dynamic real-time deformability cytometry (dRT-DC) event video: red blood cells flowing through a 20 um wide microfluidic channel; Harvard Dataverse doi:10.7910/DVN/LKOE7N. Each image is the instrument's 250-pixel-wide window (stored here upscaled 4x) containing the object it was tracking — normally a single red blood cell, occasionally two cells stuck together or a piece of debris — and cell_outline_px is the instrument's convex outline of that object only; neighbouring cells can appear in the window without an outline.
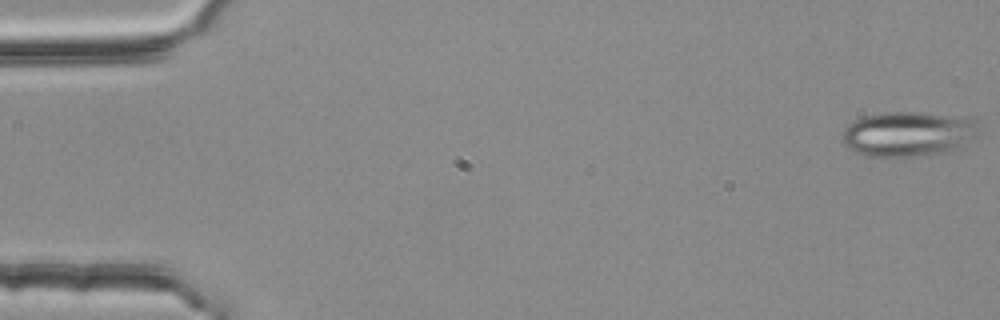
{"species": "common noctule bat (a hibernating species)", "species_latin": "Nyctalus noctula", "temperature_condition": "room temperature", "stored_images_in_passage": 54, "camera_frame_rate_fps": 3000, "um_per_image_px": 0.085, "animal": {"sex": "female", "body_mass_g": 25.1}, "frame": {"image": 1, "passage_image": 1, "time_ms": 0.0, "image_size_px": [1000, 320], "cell_outline_px": [[976, 136], [944, 152], [920, 156], [864, 156], [848, 148], [844, 144], [844, 128], [848, 124], [860, 116], [884, 112], [920, 112], [968, 116], [976, 120]], "centroid_in_image_um": [77.15, 11.35], "position_along_channel_um": 7.8, "area_um2": 35.6}}
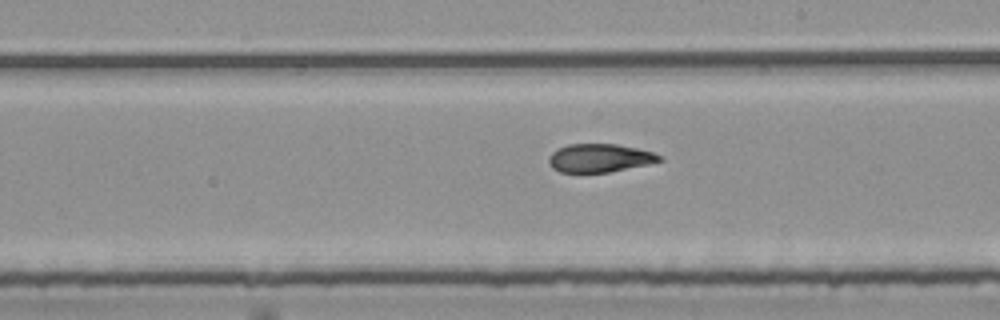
{"frame": {"image": 2, "passage_image": 31, "time_ms": 10.0, "image_size_px": [1000, 320], "cell_outline_px": [[664, 160], [648, 164], [608, 172], [560, 172], [552, 168], [548, 160], [552, 152], [556, 148], [568, 144], [616, 144], [636, 148], [652, 152], [664, 156]], "centroid_in_image_um": [50.97, 13.42], "position_along_channel_um": 238.0, "area_um2": 18.26}}
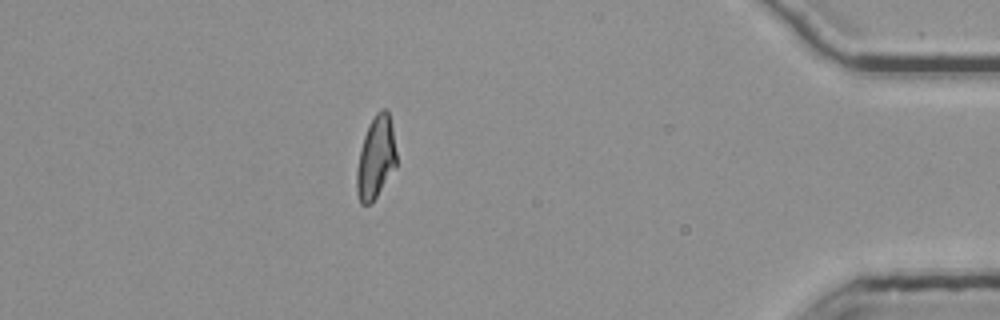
{"frame": {"image": 3, "passage_image": 48, "time_ms": 15.667, "image_size_px": [1000, 320], "cell_outline_px": [[396, 168], [372, 204], [360, 204], [356, 188], [356, 172], [360, 152], [364, 136], [376, 112], [380, 108], [384, 108], [388, 112], [392, 124], [396, 152]], "centroid_in_image_um": [31.96, 13.44], "position_along_channel_um": 403.2, "area_um2": 19.13}, "authors_computed_cell_mechanics": {"area_um2": 19.7965, "velocity_mm_per_s": 3.7731, "shape_relaxation_time_tau1_ms": null, "shape_relaxation_time_tau2_ms": 2.3904, "deformation_change_tau1": null, "deformation_change_tau2": 0.0879}}